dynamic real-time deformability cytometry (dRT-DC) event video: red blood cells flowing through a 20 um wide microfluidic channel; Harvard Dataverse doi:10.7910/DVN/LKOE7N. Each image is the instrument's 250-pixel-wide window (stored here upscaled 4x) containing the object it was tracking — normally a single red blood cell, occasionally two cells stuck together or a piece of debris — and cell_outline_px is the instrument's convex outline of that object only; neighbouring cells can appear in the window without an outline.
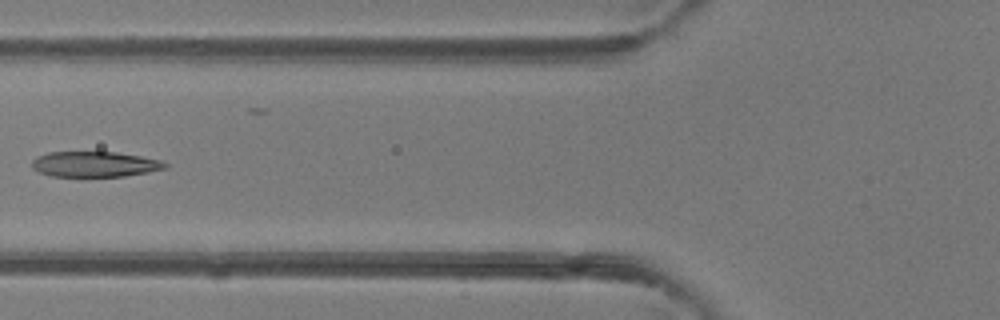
{"species": "common noctule bat (a hibernating species)", "species_latin": "Nyctalus noctula", "temperature_condition": "room temperature", "stored_images_in_passage": 3, "camera_frame_rate_fps": 3000, "um_per_image_px": 0.085, "animal": {"sex": "female"}, "frame": {"image": 1, "passage_image": 2, "time_ms": 0.333, "image_size_px": [1000, 320], "cell_outline_px": [[168, 168], [148, 172], [124, 176], [52, 176], [40, 172], [32, 168], [32, 160], [36, 156], [48, 152], [116, 152], [140, 156], [160, 160], [168, 164]], "centroid_in_image_um": [8.05, 13.95], "position_along_channel_um": 117.7, "area_um2": 19.71}}
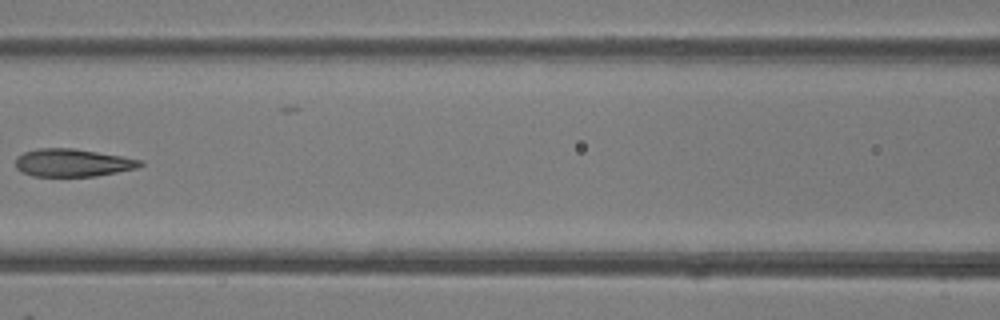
{"frame": {"image": 2, "passage_image": 3, "time_ms": 0.667, "image_size_px": [1000, 320], "cell_outline_px": [[144, 164], [136, 168], [96, 176], [32, 176], [20, 172], [16, 168], [16, 156], [24, 152], [40, 148], [72, 148], [120, 156], [140, 160]], "centroid_in_image_um": [6.11, 13.84], "position_along_channel_um": 160.5, "area_um2": 20.0}}